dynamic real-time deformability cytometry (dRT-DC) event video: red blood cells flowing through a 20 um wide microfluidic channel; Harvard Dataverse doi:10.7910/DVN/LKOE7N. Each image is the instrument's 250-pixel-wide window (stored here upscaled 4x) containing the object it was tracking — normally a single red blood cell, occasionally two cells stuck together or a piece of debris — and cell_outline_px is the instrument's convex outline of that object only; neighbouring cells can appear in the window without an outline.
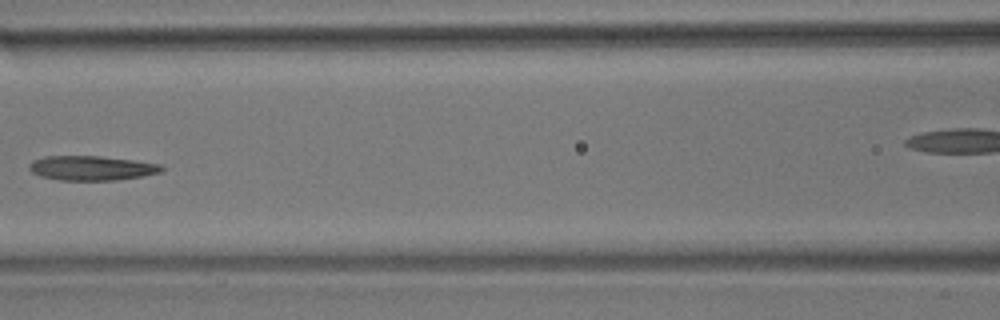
{"species": "common noctule bat (a hibernating species)", "species_latin": "Nyctalus noctula", "temperature_condition": "room temperature", "stored_images_in_passage": 6, "segment_of_instrument_passage": [1, 2], "camera_frame_rate_fps": 3000, "um_per_image_px": 0.085, "animal": {"sex": "male", "body_mass_g": 17.9}, "frame": {"image": 1, "passage_image": 5, "time_ms": 6.333, "image_size_px": [1000, 320], "cell_outline_px": [[164, 168], [160, 172], [140, 176], [116, 180], [60, 180], [40, 176], [32, 172], [28, 168], [28, 164], [32, 160], [44, 156], [100, 156], [164, 164]], "centroid_in_image_um": [7.76, 14.28], "position_along_channel_um": 158.8, "area_um2": 18.96}}